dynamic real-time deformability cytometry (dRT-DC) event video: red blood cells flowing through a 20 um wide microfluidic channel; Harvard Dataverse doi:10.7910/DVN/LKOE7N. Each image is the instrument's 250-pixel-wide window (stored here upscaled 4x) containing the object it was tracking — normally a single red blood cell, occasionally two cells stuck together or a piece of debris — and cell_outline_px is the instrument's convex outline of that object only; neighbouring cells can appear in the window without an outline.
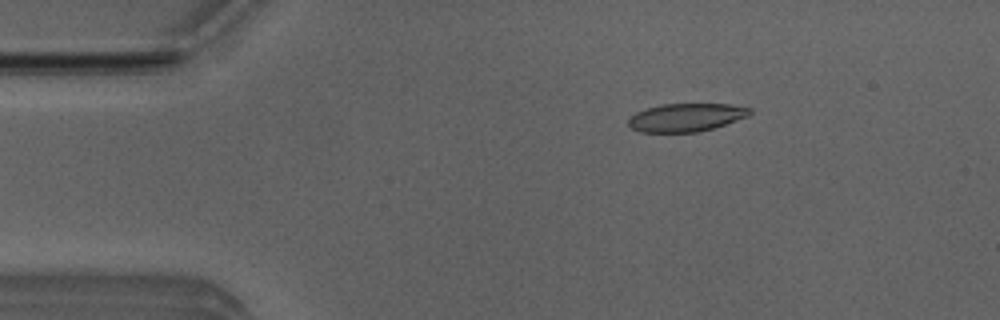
{"species": "Egyptian fruit bat (a non-hibernating species)", "species_latin": "Rousettus aegyptiacus", "temperature_condition": "room temperature", "stored_images_in_passage": 51, "camera_frame_rate_fps": 3000, "um_per_image_px": 0.085, "animal": {"sex": "male"}, "frame": {"image": 1, "passage_image": 8, "time_ms": 2.333, "image_size_px": [1000, 320], "cell_outline_px": [[752, 112], [748, 116], [700, 132], [640, 132], [632, 128], [628, 124], [628, 120], [636, 112], [644, 108], [660, 104], [728, 104], [752, 108]], "centroid_in_image_um": [58.3, 9.97], "position_along_channel_um": 26.7, "area_um2": 19.88}}
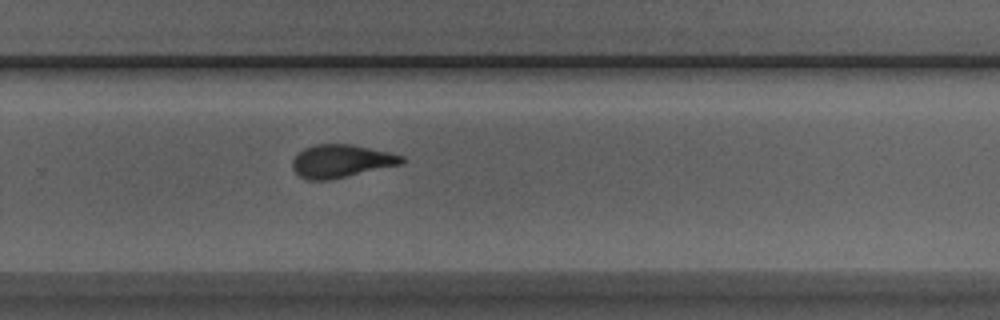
{"frame": {"image": 2, "passage_image": 33, "time_ms": 10.667, "image_size_px": [1000, 320], "cell_outline_px": [[404, 164], [332, 180], [308, 180], [300, 176], [292, 168], [292, 160], [304, 148], [316, 144], [352, 144], [388, 152], [404, 156]], "centroid_in_image_um": [29.03, 13.7], "position_along_channel_um": 300.8, "area_um2": 21.15}}
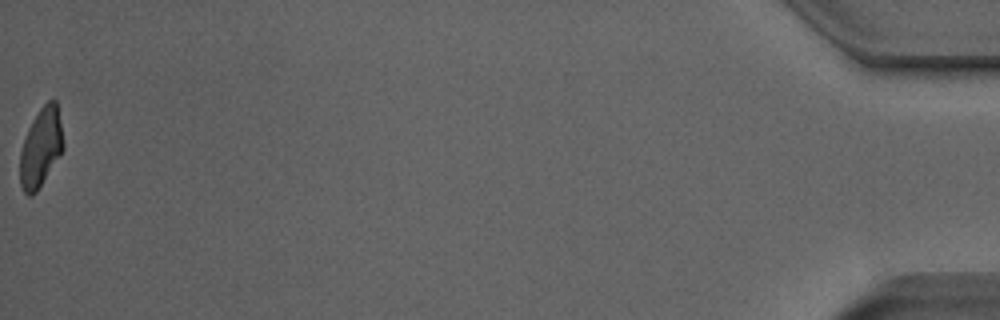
{"frame": {"image": 3, "passage_image": 51, "time_ms": 16.667, "image_size_px": [1000, 320], "cell_outline_px": [[64, 148], [36, 192], [32, 196], [28, 196], [24, 192], [20, 184], [20, 152], [28, 128], [40, 108], [48, 100], [56, 100], [64, 140]], "centroid_in_image_um": [3.47, 12.54], "position_along_channel_um": 431.7, "area_um2": 19.65}, "authors_computed_cell_mechanics": {"area_um2": 21.097, "velocity_mm_per_s": 3.9812, "shape_relaxation_time_tau1_ms": 7.3178, "shape_relaxation_time_tau2_ms": 2.2613, "deformation_change_tau1": 0.2089, "deformation_change_tau2": 0.0849}}